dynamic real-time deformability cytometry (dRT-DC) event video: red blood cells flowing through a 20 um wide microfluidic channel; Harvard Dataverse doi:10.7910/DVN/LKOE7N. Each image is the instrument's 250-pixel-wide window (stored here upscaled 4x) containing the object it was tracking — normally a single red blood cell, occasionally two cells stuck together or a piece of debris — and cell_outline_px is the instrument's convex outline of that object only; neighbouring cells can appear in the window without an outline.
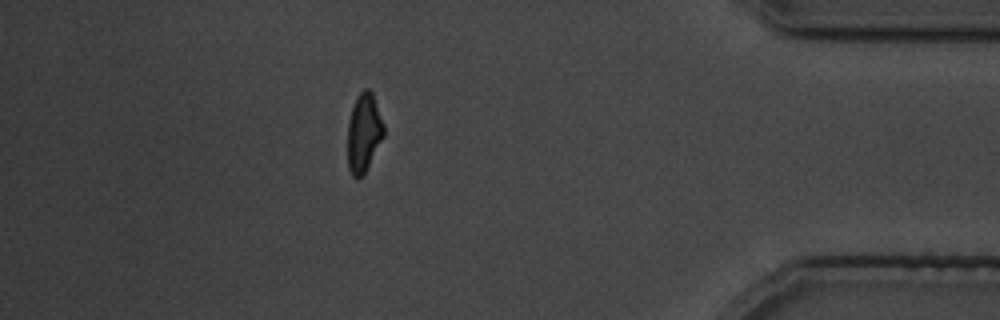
{"species": "common noctule bat (a hibernating species)", "species_latin": "Nyctalus noctula", "temperature_condition": "cold", "stored_images_in_passage": 29, "camera_frame_rate_fps": 3000, "um_per_image_px": 0.085, "animal": {"sex": "male", "body_mass_g": 19.5, "forearm_length_mm": 54.6}, "frame": {"image": 1, "passage_image": 29, "time_ms": 34.0, "image_size_px": [1000, 320], "cell_outline_px": [[384, 136], [364, 176], [356, 180], [352, 176], [348, 168], [348, 120], [356, 96], [364, 88], [368, 88], [372, 92], [384, 124]], "centroid_in_image_um": [30.92, 11.32], "position_along_channel_um": 404.3, "area_um2": 16.88}}